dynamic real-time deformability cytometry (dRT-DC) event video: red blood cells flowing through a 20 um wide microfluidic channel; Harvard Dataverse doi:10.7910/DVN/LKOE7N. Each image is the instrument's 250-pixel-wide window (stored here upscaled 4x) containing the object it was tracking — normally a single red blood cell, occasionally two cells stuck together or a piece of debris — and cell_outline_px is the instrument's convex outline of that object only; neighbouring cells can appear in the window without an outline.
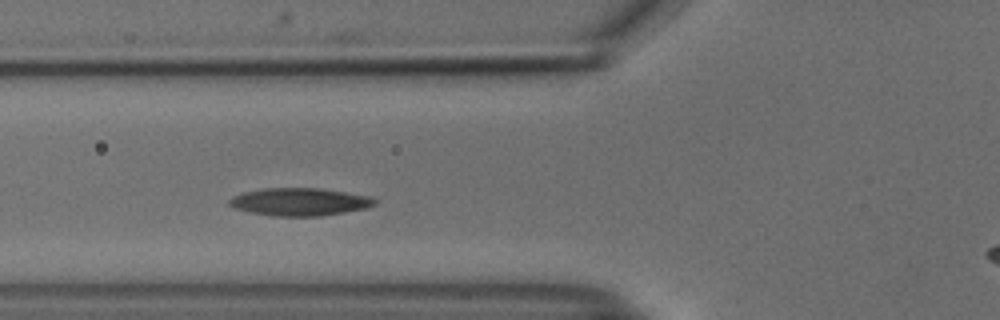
{"species": "common noctule bat (a hibernating species)", "species_latin": "Nyctalus noctula", "temperature_condition": "cold", "stored_images_in_passage": 39, "camera_frame_rate_fps": 3000, "um_per_image_px": 0.085, "animal": {"sex": "male", "body_mass_g": 18.8}, "frame": {"image": 1, "passage_image": 12, "time_ms": 3.667, "image_size_px": [1000, 320], "cell_outline_px": [[380, 200], [376, 204], [368, 208], [320, 216], [272, 216], [252, 212], [236, 208], [228, 204], [228, 200], [232, 196], [244, 192], [264, 188], [316, 188], [372, 196]], "centroid_in_image_um": [25.52, 17.15], "position_along_channel_um": 100.3, "area_um2": 23.52}}
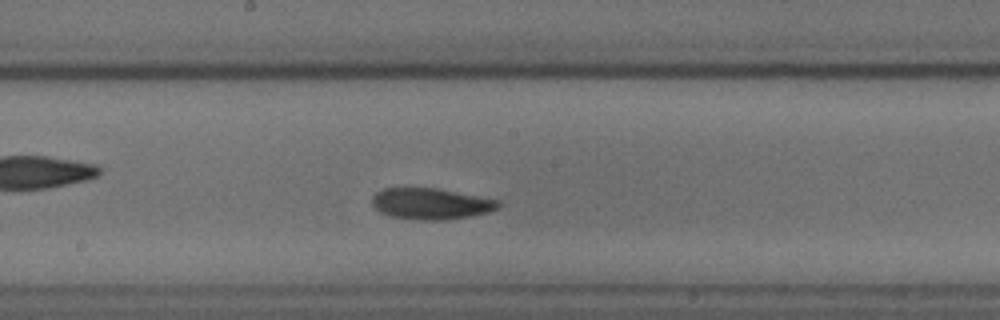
{"frame": {"image": 2, "passage_image": 21, "time_ms": 6.667, "image_size_px": [1000, 320], "cell_outline_px": [[500, 208], [488, 212], [472, 216], [448, 220], [420, 220], [388, 216], [380, 212], [372, 204], [372, 196], [376, 192], [384, 188], [440, 188], [500, 200]], "centroid_in_image_um": [36.65, 17.32], "position_along_channel_um": 211.5, "area_um2": 23.29}}
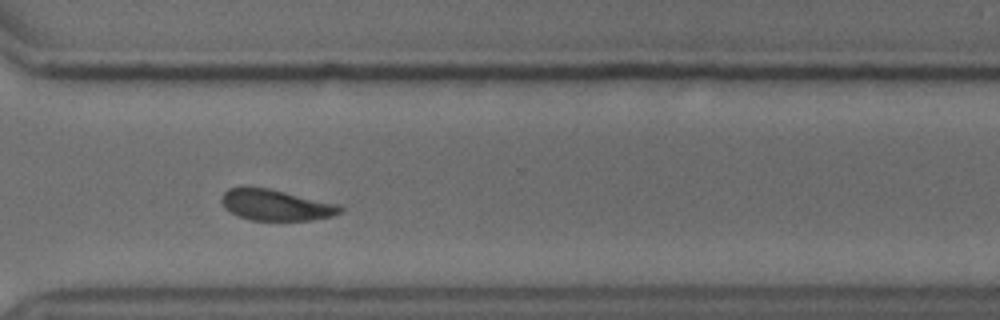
{"frame": {"image": 3, "passage_image": 32, "time_ms": 10.333, "image_size_px": [1000, 320], "cell_outline_px": [[344, 208], [340, 212], [332, 216], [312, 220], [248, 220], [224, 208], [220, 200], [224, 192], [228, 188], [240, 184], [244, 184], [268, 188], [340, 204]], "centroid_in_image_um": [23.4, 17.39], "position_along_channel_um": 347.2, "area_um2": 21.91}, "authors_computed_cell_mechanics": {"area_um2": 22.8888, "velocity_mm_per_s": 3.7026, "shape_relaxation_time_tau1_ms": 4.2203, "shape_relaxation_time_tau2_ms": 9.8104, "deformation_change_tau1": 0.1143, "deformation_change_tau2": 0.1524}}